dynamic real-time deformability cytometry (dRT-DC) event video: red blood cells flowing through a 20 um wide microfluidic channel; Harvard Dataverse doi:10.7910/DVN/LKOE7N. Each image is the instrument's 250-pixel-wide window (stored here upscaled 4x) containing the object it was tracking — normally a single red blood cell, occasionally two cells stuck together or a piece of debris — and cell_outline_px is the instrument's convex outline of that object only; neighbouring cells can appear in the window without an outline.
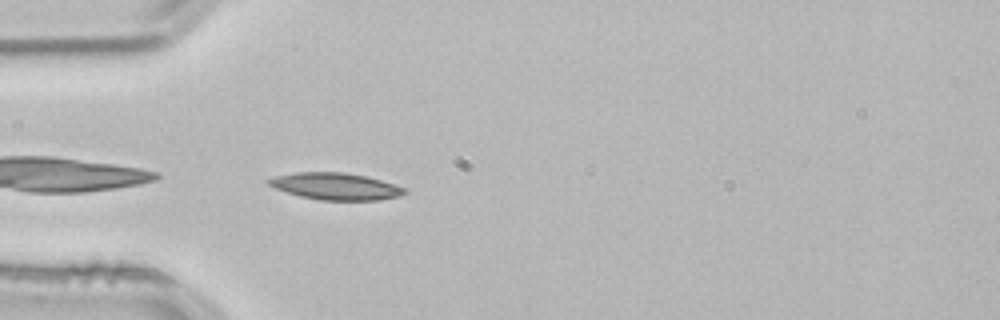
{"species": "common noctule bat (a hibernating species)", "species_latin": "Nyctalus noctula", "temperature_condition": "room temperature", "stored_images_in_passage": 38, "camera_frame_rate_fps": 3000, "um_per_image_px": 0.085, "animal": {"sex": "male", "body_mass_g": 21.5, "forearm_length_mm": 52.0}, "frame": {"image": 1, "passage_image": 1, "time_ms": 0.0, "image_size_px": [1000, 320], "cell_outline_px": [[408, 192], [400, 196], [380, 200], [320, 200], [300, 196], [276, 188], [268, 184], [264, 180], [276, 176], [296, 172], [344, 172], [368, 176], [404, 188]], "centroid_in_image_um": [28.53, 15.83], "position_along_channel_um": 56.5, "area_um2": 21.21}}
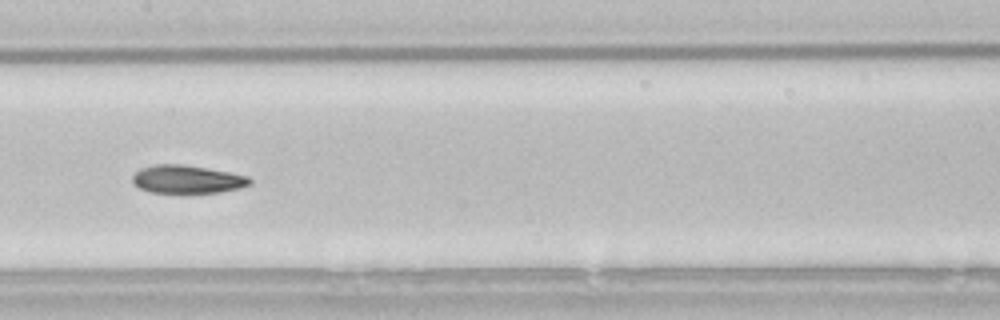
{"frame": {"image": 2, "passage_image": 12, "time_ms": 3.667, "image_size_px": [1000, 320], "cell_outline_px": [[252, 184], [240, 188], [220, 192], [152, 192], [140, 188], [132, 180], [132, 176], [140, 168], [152, 164], [184, 164], [228, 172], [248, 176], [252, 180]], "centroid_in_image_um": [15.92, 15.22], "position_along_channel_um": 191.5, "area_um2": 19.07}, "authors_computed_cell_mechanics": {"area_um2": 19.652, "velocity_mm_per_s": 3.8242, "shape_relaxation_time_tau1_ms": 5.9768, "shape_relaxation_time_tau2_ms": 3.7992, "deformation_change_tau1": 0.1636, "deformation_change_tau2": 0.1015}}